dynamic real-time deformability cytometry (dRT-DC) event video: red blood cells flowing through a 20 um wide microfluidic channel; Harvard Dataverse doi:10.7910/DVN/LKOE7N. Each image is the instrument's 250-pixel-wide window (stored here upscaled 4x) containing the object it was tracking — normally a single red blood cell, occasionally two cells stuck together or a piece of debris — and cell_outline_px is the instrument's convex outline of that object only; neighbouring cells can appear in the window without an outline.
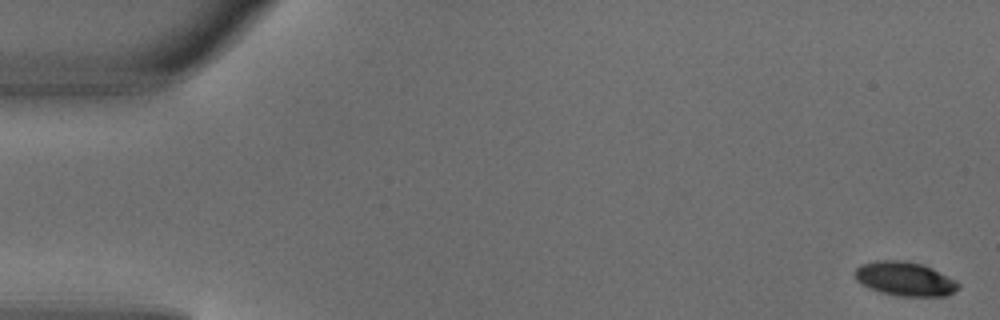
{"species": "common noctule bat (a hibernating species)", "species_latin": "Nyctalus noctula", "temperature_condition": "warm", "stored_images_in_passage": 6, "camera_frame_rate_fps": 3000, "um_per_image_px": 0.085, "animal": {"sex": "male", "body_mass_g": 18.8}, "frame": {"image": 1, "passage_image": 1, "time_ms": 0.0, "image_size_px": [1000, 320], "cell_outline_px": [[960, 288], [944, 296], [900, 296], [880, 292], [856, 280], [852, 272], [860, 264], [876, 260], [904, 260], [924, 264], [956, 280], [960, 284]], "centroid_in_image_um": [76.91, 23.68], "position_along_channel_um": 8.1, "area_um2": 20.63}}
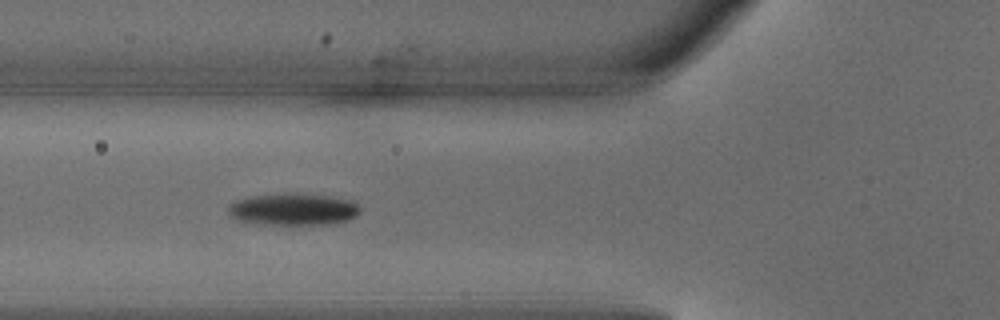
{"frame": {"image": 2, "passage_image": 5, "time_ms": 1.333, "image_size_px": [1000, 320], "cell_outline_px": [[360, 212], [356, 216], [348, 220], [328, 224], [268, 224], [236, 220], [228, 212], [228, 204], [236, 200], [252, 196], [296, 192], [328, 196], [352, 200], [360, 208]], "centroid_in_image_um": [24.93, 17.78], "position_along_channel_um": 100.9, "area_um2": 24.57}}
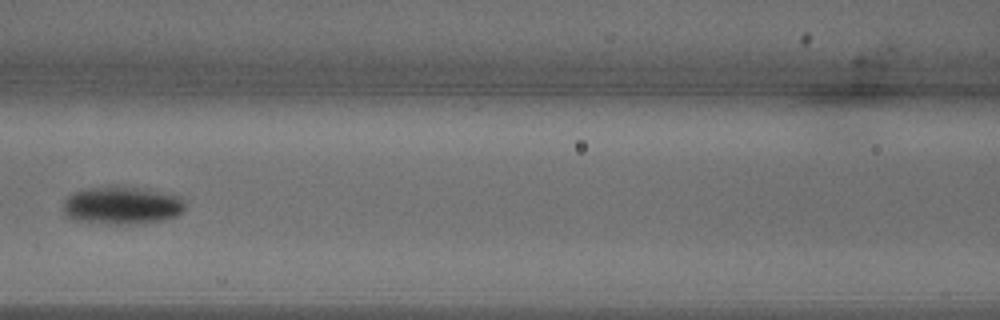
{"frame": {"image": 3, "passage_image": 6, "time_ms": 1.667, "image_size_px": [1000, 320], "cell_outline_px": [[184, 208], [176, 216], [168, 220], [140, 224], [112, 224], [72, 220], [64, 212], [64, 200], [72, 192], [88, 188], [112, 184], [136, 188], [180, 196], [184, 200]], "centroid_in_image_um": [10.35, 17.46], "position_along_channel_um": 156.3, "area_um2": 27.17}}